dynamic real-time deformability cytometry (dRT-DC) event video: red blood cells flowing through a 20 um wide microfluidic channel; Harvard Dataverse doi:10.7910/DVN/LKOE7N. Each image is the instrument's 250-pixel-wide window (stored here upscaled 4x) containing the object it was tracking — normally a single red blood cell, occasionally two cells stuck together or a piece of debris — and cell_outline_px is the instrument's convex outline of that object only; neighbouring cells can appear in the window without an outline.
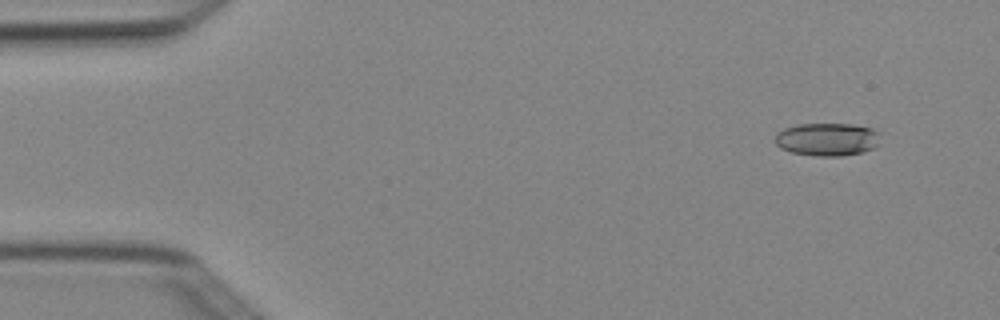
{"species": "Egyptian fruit bat (a non-hibernating species)", "species_latin": "Rousettus aegyptiacus", "temperature_condition": "cold", "stored_images_in_passage": 3, "camera_frame_rate_fps": 3000, "um_per_image_px": 0.085, "animal": {"sex": "female"}, "frame": {"image": 1, "passage_image": 1, "time_ms": 0.0, "image_size_px": [1000, 320], "cell_outline_px": [[880, 144], [864, 152], [840, 156], [816, 156], [792, 152], [780, 148], [776, 144], [776, 132], [784, 128], [800, 124], [852, 124], [872, 128], [880, 132]], "centroid_in_image_um": [70.35, 11.84], "position_along_channel_um": 14.6, "area_um2": 20.4}}
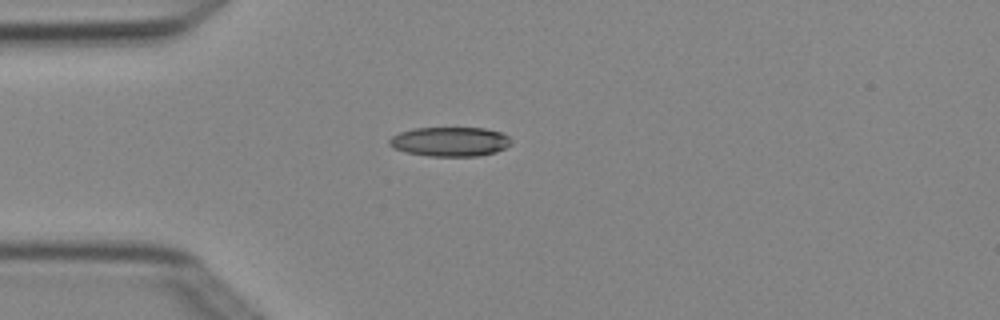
{"frame": {"image": 2, "passage_image": 3, "time_ms": 0.667, "image_size_px": [1000, 320], "cell_outline_px": [[512, 144], [496, 152], [476, 156], [428, 156], [404, 152], [392, 148], [388, 144], [388, 140], [392, 136], [400, 132], [412, 128], [484, 128], [500, 132], [508, 136], [512, 140]], "centroid_in_image_um": [38.22, 12.04], "position_along_channel_um": 46.8, "area_um2": 21.04}}